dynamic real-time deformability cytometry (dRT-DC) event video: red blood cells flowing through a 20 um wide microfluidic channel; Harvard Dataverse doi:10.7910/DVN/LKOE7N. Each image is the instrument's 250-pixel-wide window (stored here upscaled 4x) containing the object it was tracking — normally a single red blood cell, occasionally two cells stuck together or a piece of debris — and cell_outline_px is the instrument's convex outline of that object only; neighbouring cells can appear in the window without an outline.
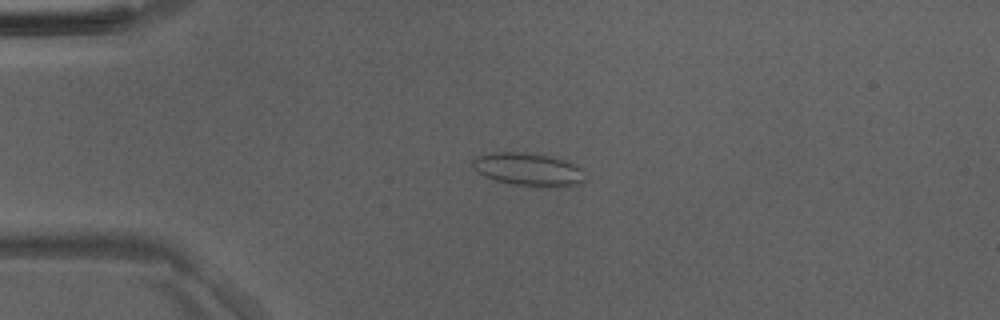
{"species": "Egyptian fruit bat (a non-hibernating species)", "species_latin": "Rousettus aegyptiacus", "temperature_condition": "room temperature", "stored_images_in_passage": 49, "camera_frame_rate_fps": 3000, "um_per_image_px": 0.085, "animal": {"sex": "male"}, "frame": {"image": 1, "passage_image": 12, "time_ms": 3.667, "image_size_px": [1000, 320], "cell_outline_px": [[584, 180], [580, 184], [512, 184], [496, 180], [484, 176], [472, 168], [472, 160], [476, 156], [492, 152], [524, 152], [548, 156], [564, 160], [576, 164], [580, 168]], "centroid_in_image_um": [44.8, 14.34], "position_along_channel_um": 40.2, "area_um2": 20.69}}
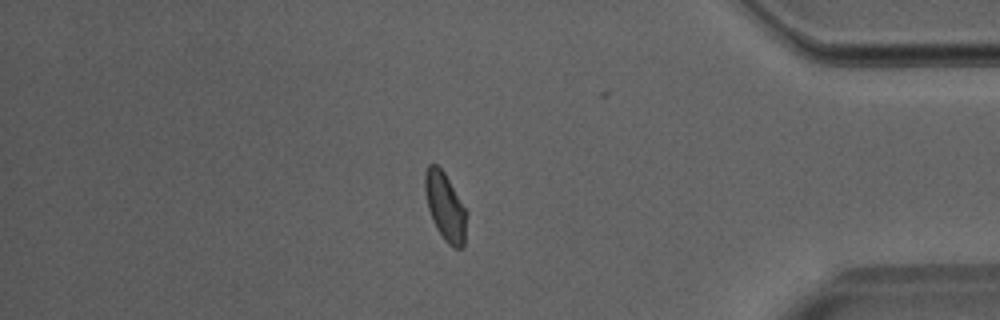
{"frame": {"image": 2, "passage_image": 42, "time_ms": 13.667, "image_size_px": [1000, 320], "cell_outline_px": [[468, 212], [464, 244], [460, 248], [452, 248], [444, 240], [436, 228], [432, 220], [428, 208], [424, 192], [424, 172], [428, 164], [436, 164], [444, 172]], "centroid_in_image_um": [37.84, 17.57], "position_along_channel_um": 397.4, "area_um2": 16.76}}
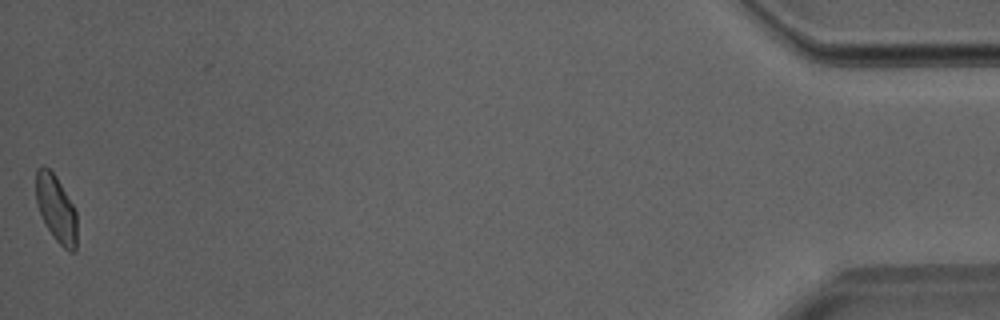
{"frame": {"image": 3, "passage_image": 49, "time_ms": 16.0, "image_size_px": [1000, 320], "cell_outline_px": [[76, 252], [68, 252], [56, 240], [48, 228], [36, 204], [36, 168], [44, 164], [56, 176], [72, 204], [76, 212]], "centroid_in_image_um": [4.77, 17.72], "position_along_channel_um": 430.4, "area_um2": 15.84}}